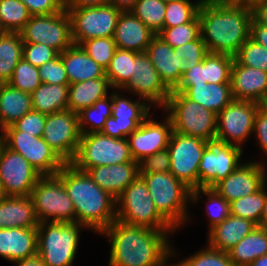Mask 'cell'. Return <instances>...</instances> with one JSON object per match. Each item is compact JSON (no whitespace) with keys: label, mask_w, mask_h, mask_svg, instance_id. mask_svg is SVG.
Listing matches in <instances>:
<instances>
[{"label":"cell","mask_w":267,"mask_h":266,"mask_svg":"<svg viewBox=\"0 0 267 266\" xmlns=\"http://www.w3.org/2000/svg\"><path fill=\"white\" fill-rule=\"evenodd\" d=\"M174 231H160L133 226L114 220L100 234L110 241L108 266H162L175 252L169 234ZM170 244V245H169Z\"/></svg>","instance_id":"obj_1"},{"label":"cell","mask_w":267,"mask_h":266,"mask_svg":"<svg viewBox=\"0 0 267 266\" xmlns=\"http://www.w3.org/2000/svg\"><path fill=\"white\" fill-rule=\"evenodd\" d=\"M198 16L208 52L234 57L250 38L252 8L234 2L201 3Z\"/></svg>","instance_id":"obj_2"},{"label":"cell","mask_w":267,"mask_h":266,"mask_svg":"<svg viewBox=\"0 0 267 266\" xmlns=\"http://www.w3.org/2000/svg\"><path fill=\"white\" fill-rule=\"evenodd\" d=\"M57 175L73 203L77 223L99 234L116 220V198L97 185L87 172L66 163Z\"/></svg>","instance_id":"obj_3"},{"label":"cell","mask_w":267,"mask_h":266,"mask_svg":"<svg viewBox=\"0 0 267 266\" xmlns=\"http://www.w3.org/2000/svg\"><path fill=\"white\" fill-rule=\"evenodd\" d=\"M147 184L151 199L159 214L175 229L190 218L187 206L191 189L170 172L141 176Z\"/></svg>","instance_id":"obj_4"},{"label":"cell","mask_w":267,"mask_h":266,"mask_svg":"<svg viewBox=\"0 0 267 266\" xmlns=\"http://www.w3.org/2000/svg\"><path fill=\"white\" fill-rule=\"evenodd\" d=\"M77 222H40L37 227V254L46 266H72L81 229Z\"/></svg>","instance_id":"obj_5"},{"label":"cell","mask_w":267,"mask_h":266,"mask_svg":"<svg viewBox=\"0 0 267 266\" xmlns=\"http://www.w3.org/2000/svg\"><path fill=\"white\" fill-rule=\"evenodd\" d=\"M116 219L133 226L175 231L157 211L147 184L140 176L116 198Z\"/></svg>","instance_id":"obj_6"},{"label":"cell","mask_w":267,"mask_h":266,"mask_svg":"<svg viewBox=\"0 0 267 266\" xmlns=\"http://www.w3.org/2000/svg\"><path fill=\"white\" fill-rule=\"evenodd\" d=\"M163 110L171 118L173 131L207 142L215 140L217 114L184 93L171 92Z\"/></svg>","instance_id":"obj_7"},{"label":"cell","mask_w":267,"mask_h":266,"mask_svg":"<svg viewBox=\"0 0 267 266\" xmlns=\"http://www.w3.org/2000/svg\"><path fill=\"white\" fill-rule=\"evenodd\" d=\"M134 161L127 138L116 139L99 133L81 134L74 159L75 168L86 172L89 168Z\"/></svg>","instance_id":"obj_8"},{"label":"cell","mask_w":267,"mask_h":266,"mask_svg":"<svg viewBox=\"0 0 267 266\" xmlns=\"http://www.w3.org/2000/svg\"><path fill=\"white\" fill-rule=\"evenodd\" d=\"M39 222H76V212L62 179L41 176L30 195Z\"/></svg>","instance_id":"obj_9"},{"label":"cell","mask_w":267,"mask_h":266,"mask_svg":"<svg viewBox=\"0 0 267 266\" xmlns=\"http://www.w3.org/2000/svg\"><path fill=\"white\" fill-rule=\"evenodd\" d=\"M2 143L21 154L42 176L56 175L66 164L42 137L17 130L13 125L2 130Z\"/></svg>","instance_id":"obj_10"},{"label":"cell","mask_w":267,"mask_h":266,"mask_svg":"<svg viewBox=\"0 0 267 266\" xmlns=\"http://www.w3.org/2000/svg\"><path fill=\"white\" fill-rule=\"evenodd\" d=\"M71 19L73 43L99 37H113L121 10L111 3L102 6L66 8Z\"/></svg>","instance_id":"obj_11"},{"label":"cell","mask_w":267,"mask_h":266,"mask_svg":"<svg viewBox=\"0 0 267 266\" xmlns=\"http://www.w3.org/2000/svg\"><path fill=\"white\" fill-rule=\"evenodd\" d=\"M209 142L172 131L167 150L170 173L190 189L199 188V162Z\"/></svg>","instance_id":"obj_12"},{"label":"cell","mask_w":267,"mask_h":266,"mask_svg":"<svg viewBox=\"0 0 267 266\" xmlns=\"http://www.w3.org/2000/svg\"><path fill=\"white\" fill-rule=\"evenodd\" d=\"M24 43H42L62 53L72 46L71 19L67 10L34 15L20 31Z\"/></svg>","instance_id":"obj_13"},{"label":"cell","mask_w":267,"mask_h":266,"mask_svg":"<svg viewBox=\"0 0 267 266\" xmlns=\"http://www.w3.org/2000/svg\"><path fill=\"white\" fill-rule=\"evenodd\" d=\"M259 108L257 102L233 99L217 114L215 140L242 147L253 134Z\"/></svg>","instance_id":"obj_14"},{"label":"cell","mask_w":267,"mask_h":266,"mask_svg":"<svg viewBox=\"0 0 267 266\" xmlns=\"http://www.w3.org/2000/svg\"><path fill=\"white\" fill-rule=\"evenodd\" d=\"M80 137L76 112L66 109L46 115L42 138L65 163L74 159Z\"/></svg>","instance_id":"obj_15"},{"label":"cell","mask_w":267,"mask_h":266,"mask_svg":"<svg viewBox=\"0 0 267 266\" xmlns=\"http://www.w3.org/2000/svg\"><path fill=\"white\" fill-rule=\"evenodd\" d=\"M243 147L211 141L205 147L199 162V188H213L242 163Z\"/></svg>","instance_id":"obj_16"},{"label":"cell","mask_w":267,"mask_h":266,"mask_svg":"<svg viewBox=\"0 0 267 266\" xmlns=\"http://www.w3.org/2000/svg\"><path fill=\"white\" fill-rule=\"evenodd\" d=\"M41 176L21 154L0 145V187L4 196H30Z\"/></svg>","instance_id":"obj_17"},{"label":"cell","mask_w":267,"mask_h":266,"mask_svg":"<svg viewBox=\"0 0 267 266\" xmlns=\"http://www.w3.org/2000/svg\"><path fill=\"white\" fill-rule=\"evenodd\" d=\"M122 90L139 96L151 107L156 105L161 109L165 107L171 94V90L161 80L159 73L145 52L135 56L133 75H131L130 81L117 92H122Z\"/></svg>","instance_id":"obj_18"},{"label":"cell","mask_w":267,"mask_h":266,"mask_svg":"<svg viewBox=\"0 0 267 266\" xmlns=\"http://www.w3.org/2000/svg\"><path fill=\"white\" fill-rule=\"evenodd\" d=\"M112 100V116L105 122L103 135L127 138L151 113V106L141 98L134 101L113 91Z\"/></svg>","instance_id":"obj_19"},{"label":"cell","mask_w":267,"mask_h":266,"mask_svg":"<svg viewBox=\"0 0 267 266\" xmlns=\"http://www.w3.org/2000/svg\"><path fill=\"white\" fill-rule=\"evenodd\" d=\"M164 122H158L149 115L128 137L131 155L139 162L157 152L167 149L173 131L171 118L165 116Z\"/></svg>","instance_id":"obj_20"},{"label":"cell","mask_w":267,"mask_h":266,"mask_svg":"<svg viewBox=\"0 0 267 266\" xmlns=\"http://www.w3.org/2000/svg\"><path fill=\"white\" fill-rule=\"evenodd\" d=\"M267 183L265 163L246 161L240 163L235 171L217 183L215 189L229 203L261 189Z\"/></svg>","instance_id":"obj_21"},{"label":"cell","mask_w":267,"mask_h":266,"mask_svg":"<svg viewBox=\"0 0 267 266\" xmlns=\"http://www.w3.org/2000/svg\"><path fill=\"white\" fill-rule=\"evenodd\" d=\"M230 84L234 100L260 103L267 92V72L240 65L234 59Z\"/></svg>","instance_id":"obj_22"},{"label":"cell","mask_w":267,"mask_h":266,"mask_svg":"<svg viewBox=\"0 0 267 266\" xmlns=\"http://www.w3.org/2000/svg\"><path fill=\"white\" fill-rule=\"evenodd\" d=\"M151 63L159 73L161 80L172 91L182 79L181 74V58L179 49L172 48L164 42L160 37L155 35L146 52Z\"/></svg>","instance_id":"obj_23"},{"label":"cell","mask_w":267,"mask_h":266,"mask_svg":"<svg viewBox=\"0 0 267 266\" xmlns=\"http://www.w3.org/2000/svg\"><path fill=\"white\" fill-rule=\"evenodd\" d=\"M155 35L131 11H122L117 20L113 40L118 49L143 53Z\"/></svg>","instance_id":"obj_24"},{"label":"cell","mask_w":267,"mask_h":266,"mask_svg":"<svg viewBox=\"0 0 267 266\" xmlns=\"http://www.w3.org/2000/svg\"><path fill=\"white\" fill-rule=\"evenodd\" d=\"M92 180L104 191L117 198L138 176V162H125L89 168Z\"/></svg>","instance_id":"obj_25"},{"label":"cell","mask_w":267,"mask_h":266,"mask_svg":"<svg viewBox=\"0 0 267 266\" xmlns=\"http://www.w3.org/2000/svg\"><path fill=\"white\" fill-rule=\"evenodd\" d=\"M37 255V228H1L0 256L9 262Z\"/></svg>","instance_id":"obj_26"},{"label":"cell","mask_w":267,"mask_h":266,"mask_svg":"<svg viewBox=\"0 0 267 266\" xmlns=\"http://www.w3.org/2000/svg\"><path fill=\"white\" fill-rule=\"evenodd\" d=\"M39 223L30 196H3L0 199V229L37 228Z\"/></svg>","instance_id":"obj_27"},{"label":"cell","mask_w":267,"mask_h":266,"mask_svg":"<svg viewBox=\"0 0 267 266\" xmlns=\"http://www.w3.org/2000/svg\"><path fill=\"white\" fill-rule=\"evenodd\" d=\"M257 226L252 220L231 214L208 231L207 245L213 249L228 252Z\"/></svg>","instance_id":"obj_28"},{"label":"cell","mask_w":267,"mask_h":266,"mask_svg":"<svg viewBox=\"0 0 267 266\" xmlns=\"http://www.w3.org/2000/svg\"><path fill=\"white\" fill-rule=\"evenodd\" d=\"M60 57L70 84L106 77V70L97 64L80 45L73 44L60 53Z\"/></svg>","instance_id":"obj_29"},{"label":"cell","mask_w":267,"mask_h":266,"mask_svg":"<svg viewBox=\"0 0 267 266\" xmlns=\"http://www.w3.org/2000/svg\"><path fill=\"white\" fill-rule=\"evenodd\" d=\"M31 110L30 93L16 89L8 83H0V132Z\"/></svg>","instance_id":"obj_30"},{"label":"cell","mask_w":267,"mask_h":266,"mask_svg":"<svg viewBox=\"0 0 267 266\" xmlns=\"http://www.w3.org/2000/svg\"><path fill=\"white\" fill-rule=\"evenodd\" d=\"M108 88L112 87L107 77L69 84L68 110L79 113L92 106L99 99L108 96Z\"/></svg>","instance_id":"obj_31"},{"label":"cell","mask_w":267,"mask_h":266,"mask_svg":"<svg viewBox=\"0 0 267 266\" xmlns=\"http://www.w3.org/2000/svg\"><path fill=\"white\" fill-rule=\"evenodd\" d=\"M189 99L218 114L232 100L230 83H203L189 86L183 92Z\"/></svg>","instance_id":"obj_32"},{"label":"cell","mask_w":267,"mask_h":266,"mask_svg":"<svg viewBox=\"0 0 267 266\" xmlns=\"http://www.w3.org/2000/svg\"><path fill=\"white\" fill-rule=\"evenodd\" d=\"M233 266H249L252 261L267 255V227L257 226L228 251Z\"/></svg>","instance_id":"obj_33"},{"label":"cell","mask_w":267,"mask_h":266,"mask_svg":"<svg viewBox=\"0 0 267 266\" xmlns=\"http://www.w3.org/2000/svg\"><path fill=\"white\" fill-rule=\"evenodd\" d=\"M69 85L42 83L31 94L32 110L49 115L68 109Z\"/></svg>","instance_id":"obj_34"},{"label":"cell","mask_w":267,"mask_h":266,"mask_svg":"<svg viewBox=\"0 0 267 266\" xmlns=\"http://www.w3.org/2000/svg\"><path fill=\"white\" fill-rule=\"evenodd\" d=\"M23 45L20 32H7L0 35V83H8L19 61L23 58Z\"/></svg>","instance_id":"obj_35"},{"label":"cell","mask_w":267,"mask_h":266,"mask_svg":"<svg viewBox=\"0 0 267 266\" xmlns=\"http://www.w3.org/2000/svg\"><path fill=\"white\" fill-rule=\"evenodd\" d=\"M112 101L111 93L77 113L81 134L99 133L103 130L107 118L112 116Z\"/></svg>","instance_id":"obj_36"},{"label":"cell","mask_w":267,"mask_h":266,"mask_svg":"<svg viewBox=\"0 0 267 266\" xmlns=\"http://www.w3.org/2000/svg\"><path fill=\"white\" fill-rule=\"evenodd\" d=\"M138 54L132 50L116 49L110 65L106 69L112 89L121 90L131 79L134 69V59Z\"/></svg>","instance_id":"obj_37"},{"label":"cell","mask_w":267,"mask_h":266,"mask_svg":"<svg viewBox=\"0 0 267 266\" xmlns=\"http://www.w3.org/2000/svg\"><path fill=\"white\" fill-rule=\"evenodd\" d=\"M201 192V193H200ZM207 195L206 212L209 219V228L212 229L215 225L221 223L231 215L230 203L223 198L215 189L200 187L190 191V202H200V195Z\"/></svg>","instance_id":"obj_38"},{"label":"cell","mask_w":267,"mask_h":266,"mask_svg":"<svg viewBox=\"0 0 267 266\" xmlns=\"http://www.w3.org/2000/svg\"><path fill=\"white\" fill-rule=\"evenodd\" d=\"M130 11L156 35L163 29L165 2L161 0H138Z\"/></svg>","instance_id":"obj_39"},{"label":"cell","mask_w":267,"mask_h":266,"mask_svg":"<svg viewBox=\"0 0 267 266\" xmlns=\"http://www.w3.org/2000/svg\"><path fill=\"white\" fill-rule=\"evenodd\" d=\"M20 0H0V19L7 32H20L31 18Z\"/></svg>","instance_id":"obj_40"},{"label":"cell","mask_w":267,"mask_h":266,"mask_svg":"<svg viewBox=\"0 0 267 266\" xmlns=\"http://www.w3.org/2000/svg\"><path fill=\"white\" fill-rule=\"evenodd\" d=\"M265 203V185L254 194L230 202L231 214L252 220L260 226V217Z\"/></svg>","instance_id":"obj_41"},{"label":"cell","mask_w":267,"mask_h":266,"mask_svg":"<svg viewBox=\"0 0 267 266\" xmlns=\"http://www.w3.org/2000/svg\"><path fill=\"white\" fill-rule=\"evenodd\" d=\"M201 2L191 0H179L166 3L163 28L175 27L191 22L197 15Z\"/></svg>","instance_id":"obj_42"},{"label":"cell","mask_w":267,"mask_h":266,"mask_svg":"<svg viewBox=\"0 0 267 266\" xmlns=\"http://www.w3.org/2000/svg\"><path fill=\"white\" fill-rule=\"evenodd\" d=\"M233 61L231 55L208 52L205 55L207 83H230Z\"/></svg>","instance_id":"obj_43"},{"label":"cell","mask_w":267,"mask_h":266,"mask_svg":"<svg viewBox=\"0 0 267 266\" xmlns=\"http://www.w3.org/2000/svg\"><path fill=\"white\" fill-rule=\"evenodd\" d=\"M201 35L200 20L197 15L191 22L175 27L163 28L157 36L172 48H178L185 43L196 40Z\"/></svg>","instance_id":"obj_44"},{"label":"cell","mask_w":267,"mask_h":266,"mask_svg":"<svg viewBox=\"0 0 267 266\" xmlns=\"http://www.w3.org/2000/svg\"><path fill=\"white\" fill-rule=\"evenodd\" d=\"M8 84L23 92L32 94L42 84L38 67L33 66L22 58L15 67Z\"/></svg>","instance_id":"obj_45"},{"label":"cell","mask_w":267,"mask_h":266,"mask_svg":"<svg viewBox=\"0 0 267 266\" xmlns=\"http://www.w3.org/2000/svg\"><path fill=\"white\" fill-rule=\"evenodd\" d=\"M83 50L105 70L117 49L113 37H99L86 40L80 44Z\"/></svg>","instance_id":"obj_46"},{"label":"cell","mask_w":267,"mask_h":266,"mask_svg":"<svg viewBox=\"0 0 267 266\" xmlns=\"http://www.w3.org/2000/svg\"><path fill=\"white\" fill-rule=\"evenodd\" d=\"M234 59L240 64L267 72V48L251 38L239 48Z\"/></svg>","instance_id":"obj_47"},{"label":"cell","mask_w":267,"mask_h":266,"mask_svg":"<svg viewBox=\"0 0 267 266\" xmlns=\"http://www.w3.org/2000/svg\"><path fill=\"white\" fill-rule=\"evenodd\" d=\"M184 266H233L228 252L206 247L180 261Z\"/></svg>","instance_id":"obj_48"},{"label":"cell","mask_w":267,"mask_h":266,"mask_svg":"<svg viewBox=\"0 0 267 266\" xmlns=\"http://www.w3.org/2000/svg\"><path fill=\"white\" fill-rule=\"evenodd\" d=\"M181 58V74L200 63L208 53L205 42L201 35L191 42L178 47Z\"/></svg>","instance_id":"obj_49"},{"label":"cell","mask_w":267,"mask_h":266,"mask_svg":"<svg viewBox=\"0 0 267 266\" xmlns=\"http://www.w3.org/2000/svg\"><path fill=\"white\" fill-rule=\"evenodd\" d=\"M38 69L42 83L70 84L60 54L56 58L47 61L44 65H41Z\"/></svg>","instance_id":"obj_50"},{"label":"cell","mask_w":267,"mask_h":266,"mask_svg":"<svg viewBox=\"0 0 267 266\" xmlns=\"http://www.w3.org/2000/svg\"><path fill=\"white\" fill-rule=\"evenodd\" d=\"M60 53L42 43H24L23 58L35 67L44 65L47 61L56 58Z\"/></svg>","instance_id":"obj_51"},{"label":"cell","mask_w":267,"mask_h":266,"mask_svg":"<svg viewBox=\"0 0 267 266\" xmlns=\"http://www.w3.org/2000/svg\"><path fill=\"white\" fill-rule=\"evenodd\" d=\"M139 176L157 172H170V154L167 149L138 162Z\"/></svg>","instance_id":"obj_52"},{"label":"cell","mask_w":267,"mask_h":266,"mask_svg":"<svg viewBox=\"0 0 267 266\" xmlns=\"http://www.w3.org/2000/svg\"><path fill=\"white\" fill-rule=\"evenodd\" d=\"M46 115L38 111L31 110L22 118L16 121L13 126L22 132L31 134L36 137H42Z\"/></svg>","instance_id":"obj_53"},{"label":"cell","mask_w":267,"mask_h":266,"mask_svg":"<svg viewBox=\"0 0 267 266\" xmlns=\"http://www.w3.org/2000/svg\"><path fill=\"white\" fill-rule=\"evenodd\" d=\"M203 83H207L205 74V57L200 63L194 65L183 74L180 83L171 92L183 93L189 86L200 85Z\"/></svg>","instance_id":"obj_54"},{"label":"cell","mask_w":267,"mask_h":266,"mask_svg":"<svg viewBox=\"0 0 267 266\" xmlns=\"http://www.w3.org/2000/svg\"><path fill=\"white\" fill-rule=\"evenodd\" d=\"M28 8L30 14L47 15L65 10V0H20Z\"/></svg>","instance_id":"obj_55"},{"label":"cell","mask_w":267,"mask_h":266,"mask_svg":"<svg viewBox=\"0 0 267 266\" xmlns=\"http://www.w3.org/2000/svg\"><path fill=\"white\" fill-rule=\"evenodd\" d=\"M253 134L262 152L267 155V113L259 108L254 120Z\"/></svg>","instance_id":"obj_56"},{"label":"cell","mask_w":267,"mask_h":266,"mask_svg":"<svg viewBox=\"0 0 267 266\" xmlns=\"http://www.w3.org/2000/svg\"><path fill=\"white\" fill-rule=\"evenodd\" d=\"M250 38L267 48V25L261 24L253 18L250 25Z\"/></svg>","instance_id":"obj_57"},{"label":"cell","mask_w":267,"mask_h":266,"mask_svg":"<svg viewBox=\"0 0 267 266\" xmlns=\"http://www.w3.org/2000/svg\"><path fill=\"white\" fill-rule=\"evenodd\" d=\"M111 0H65V8H82L102 6L109 4Z\"/></svg>","instance_id":"obj_58"},{"label":"cell","mask_w":267,"mask_h":266,"mask_svg":"<svg viewBox=\"0 0 267 266\" xmlns=\"http://www.w3.org/2000/svg\"><path fill=\"white\" fill-rule=\"evenodd\" d=\"M253 18L264 25H267V0L257 3L252 8Z\"/></svg>","instance_id":"obj_59"},{"label":"cell","mask_w":267,"mask_h":266,"mask_svg":"<svg viewBox=\"0 0 267 266\" xmlns=\"http://www.w3.org/2000/svg\"><path fill=\"white\" fill-rule=\"evenodd\" d=\"M13 263H15V266H46L38 254L33 257L19 260Z\"/></svg>","instance_id":"obj_60"},{"label":"cell","mask_w":267,"mask_h":266,"mask_svg":"<svg viewBox=\"0 0 267 266\" xmlns=\"http://www.w3.org/2000/svg\"><path fill=\"white\" fill-rule=\"evenodd\" d=\"M138 0H111L110 3L121 11H130Z\"/></svg>","instance_id":"obj_61"},{"label":"cell","mask_w":267,"mask_h":266,"mask_svg":"<svg viewBox=\"0 0 267 266\" xmlns=\"http://www.w3.org/2000/svg\"><path fill=\"white\" fill-rule=\"evenodd\" d=\"M260 226L267 227V183L265 184V203L260 217Z\"/></svg>","instance_id":"obj_62"},{"label":"cell","mask_w":267,"mask_h":266,"mask_svg":"<svg viewBox=\"0 0 267 266\" xmlns=\"http://www.w3.org/2000/svg\"><path fill=\"white\" fill-rule=\"evenodd\" d=\"M262 1L264 0H234L233 2L245 7L253 8L257 3Z\"/></svg>","instance_id":"obj_63"},{"label":"cell","mask_w":267,"mask_h":266,"mask_svg":"<svg viewBox=\"0 0 267 266\" xmlns=\"http://www.w3.org/2000/svg\"><path fill=\"white\" fill-rule=\"evenodd\" d=\"M249 266H267V255L256 258Z\"/></svg>","instance_id":"obj_64"},{"label":"cell","mask_w":267,"mask_h":266,"mask_svg":"<svg viewBox=\"0 0 267 266\" xmlns=\"http://www.w3.org/2000/svg\"><path fill=\"white\" fill-rule=\"evenodd\" d=\"M259 104L260 109L267 113V92Z\"/></svg>","instance_id":"obj_65"},{"label":"cell","mask_w":267,"mask_h":266,"mask_svg":"<svg viewBox=\"0 0 267 266\" xmlns=\"http://www.w3.org/2000/svg\"><path fill=\"white\" fill-rule=\"evenodd\" d=\"M201 3L228 2V0H200Z\"/></svg>","instance_id":"obj_66"},{"label":"cell","mask_w":267,"mask_h":266,"mask_svg":"<svg viewBox=\"0 0 267 266\" xmlns=\"http://www.w3.org/2000/svg\"><path fill=\"white\" fill-rule=\"evenodd\" d=\"M168 261H169V260L167 259V260L162 264V266H169V264H167ZM170 266H184V265L179 261V263L177 262V264L175 263V264L170 265Z\"/></svg>","instance_id":"obj_67"},{"label":"cell","mask_w":267,"mask_h":266,"mask_svg":"<svg viewBox=\"0 0 267 266\" xmlns=\"http://www.w3.org/2000/svg\"><path fill=\"white\" fill-rule=\"evenodd\" d=\"M7 31L5 30L4 26L2 25L1 19H0V35L6 34Z\"/></svg>","instance_id":"obj_68"},{"label":"cell","mask_w":267,"mask_h":266,"mask_svg":"<svg viewBox=\"0 0 267 266\" xmlns=\"http://www.w3.org/2000/svg\"><path fill=\"white\" fill-rule=\"evenodd\" d=\"M162 2L168 3V2H173V1H179V0H161Z\"/></svg>","instance_id":"obj_69"},{"label":"cell","mask_w":267,"mask_h":266,"mask_svg":"<svg viewBox=\"0 0 267 266\" xmlns=\"http://www.w3.org/2000/svg\"><path fill=\"white\" fill-rule=\"evenodd\" d=\"M3 196H4V195H3V192H2L1 187H0V199H1Z\"/></svg>","instance_id":"obj_70"},{"label":"cell","mask_w":267,"mask_h":266,"mask_svg":"<svg viewBox=\"0 0 267 266\" xmlns=\"http://www.w3.org/2000/svg\"><path fill=\"white\" fill-rule=\"evenodd\" d=\"M2 144V133H0V145Z\"/></svg>","instance_id":"obj_71"}]
</instances>
